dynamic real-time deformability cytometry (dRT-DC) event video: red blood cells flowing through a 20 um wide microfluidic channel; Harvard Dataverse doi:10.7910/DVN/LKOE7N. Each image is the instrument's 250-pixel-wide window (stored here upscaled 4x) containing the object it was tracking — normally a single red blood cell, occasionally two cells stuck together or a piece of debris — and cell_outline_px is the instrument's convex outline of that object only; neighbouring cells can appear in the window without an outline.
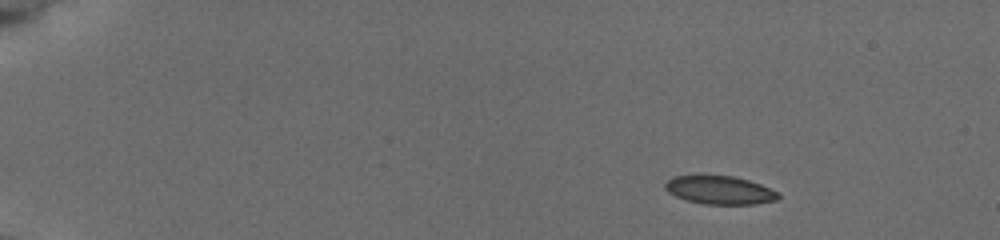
{"species": "common noctule bat (a hibernating species)", "species_latin": "Nyctalus noctula", "temperature_condition": "cold", "stored_images_in_passage": 21, "camera_frame_rate_fps": 3000, "um_per_image_px": 0.085, "animal": {"sex": "female", "body_mass_g": 19.5, "forearm_length_mm": 54.1}, "frame": {"image": 1, "passage_image": 1, "time_ms": 0.0, "image_size_px": [1000, 240], "cell_outline_px": [[780, 196], [776, 200], [756, 204], [704, 204], [688, 200], [676, 196], [668, 192], [664, 188], [664, 184], [672, 176], [696, 172], [704, 172], [732, 176], [748, 180], [760, 184], [776, 192]], "centroid_in_image_um": [61.07, 16.09], "position_along_channel_um": 23.9, "area_um2": 19.36}}
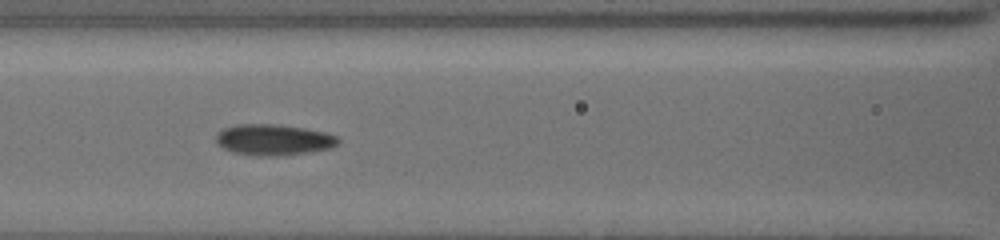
{"frame": {"image": 2, "passage_image": 18, "time_ms": 5.667, "image_size_px": [1000, 240], "cell_outline_px": [[340, 144], [332, 148], [312, 152], [276, 156], [256, 156], [232, 152], [216, 144], [216, 132], [224, 128], [236, 124], [280, 124], [304, 128], [324, 132], [340, 136]], "centroid_in_image_um": [23.28, 11.88], "position_along_channel_um": 143.3, "area_um2": 22.54}}
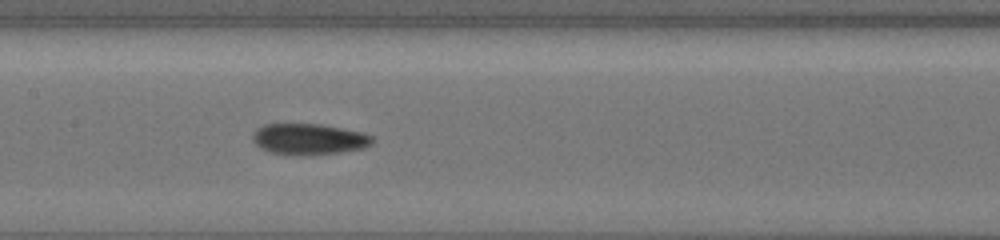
{"frame": {"image": 3, "passage_image": 21, "time_ms": 6.667, "image_size_px": [1000, 240], "cell_outline_px": [[376, 140], [372, 144], [364, 148], [340, 152], [312, 156], [288, 156], [272, 152], [260, 148], [252, 140], [252, 136], [256, 128], [264, 124], [320, 124], [364, 132], [372, 136]], "centroid_in_image_um": [26.27, 11.84], "position_along_channel_um": 181.1, "area_um2": 22.2}}